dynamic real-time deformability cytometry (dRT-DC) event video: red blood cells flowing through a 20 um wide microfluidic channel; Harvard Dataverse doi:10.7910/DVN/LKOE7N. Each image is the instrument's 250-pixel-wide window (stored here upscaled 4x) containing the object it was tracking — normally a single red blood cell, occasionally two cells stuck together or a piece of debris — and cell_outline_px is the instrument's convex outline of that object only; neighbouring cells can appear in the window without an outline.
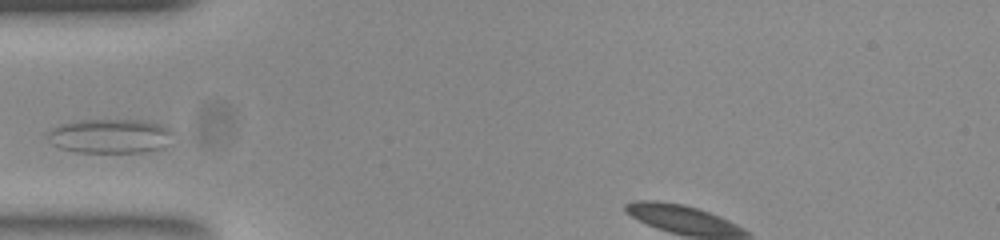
{"species": "common noctule bat (a hibernating species)", "species_latin": "Nyctalus noctula", "temperature_condition": "room temperature", "stored_images_in_passage": 26, "camera_frame_rate_fps": 3000, "um_per_image_px": 0.085, "animal": {"sex": "female", "body_mass_g": 23.0, "forearm_length_mm": 53.4}, "frame": {"image": 1, "passage_image": 1, "time_ms": 0.0, "image_size_px": [1000, 240], "cell_outline_px": [[168, 132], [164, 148], [140, 152], [76, 152], [60, 148], [52, 144], [48, 136], [48, 132], [52, 128], [60, 124], [80, 120], [140, 120], [160, 124]], "centroid_in_image_um": [9.25, 11.57], "position_along_channel_um": 75.8, "area_um2": 24.45}}